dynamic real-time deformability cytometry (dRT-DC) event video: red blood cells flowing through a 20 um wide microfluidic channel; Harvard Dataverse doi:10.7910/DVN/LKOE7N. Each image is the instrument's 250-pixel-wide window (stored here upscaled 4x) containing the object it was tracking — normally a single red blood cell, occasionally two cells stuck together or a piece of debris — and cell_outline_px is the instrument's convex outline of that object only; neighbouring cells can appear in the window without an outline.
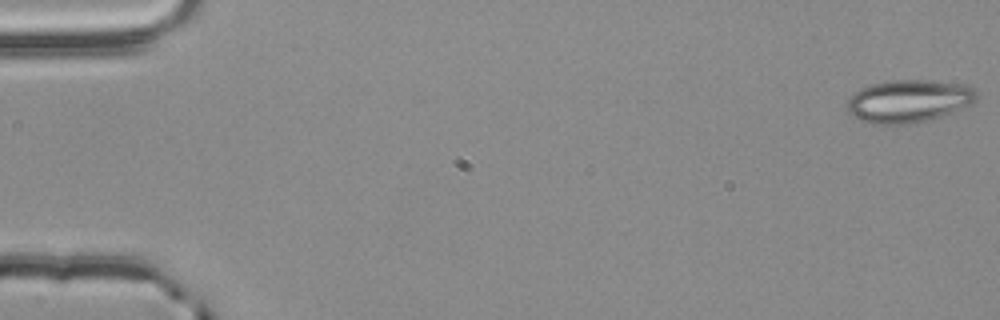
{"species": "common noctule bat (a hibernating species)", "species_latin": "Nyctalus noctula", "temperature_condition": "room temperature", "stored_images_in_passage": 56, "camera_frame_rate_fps": 3000, "um_per_image_px": 0.085, "animal": {"sex": "male", "body_mass_g": 20.4}, "frame": {"image": 1, "passage_image": 1, "time_ms": 0.0, "image_size_px": [1000, 320], "cell_outline_px": [[976, 100], [972, 104], [940, 116], [916, 124], [872, 124], [852, 116], [848, 112], [848, 96], [860, 88], [872, 84], [892, 80], [920, 80], [956, 84], [972, 88], [976, 92]], "centroid_in_image_um": [77.17, 8.61], "position_along_channel_um": 7.8, "area_um2": 31.91}}
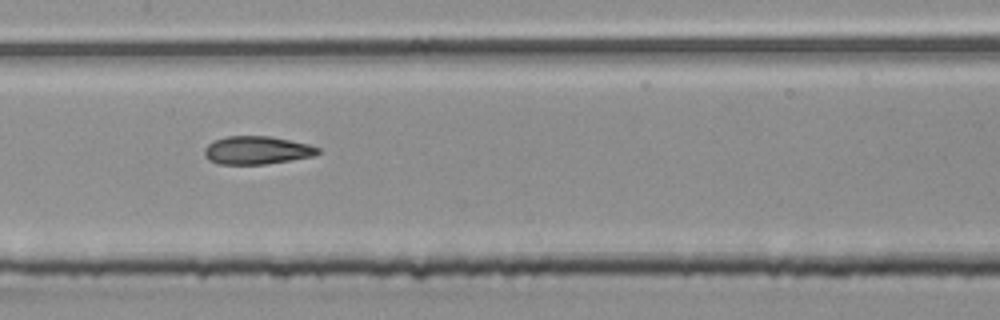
{"frame": {"image": 2, "passage_image": 28, "time_ms": 9.0, "image_size_px": [1000, 320], "cell_outline_px": [[320, 152], [312, 156], [264, 164], [220, 164], [208, 160], [204, 156], [204, 148], [208, 144], [216, 140], [228, 136], [272, 136], [308, 144], [320, 148]], "centroid_in_image_um": [21.81, 12.76], "position_along_channel_um": 185.6, "area_um2": 18.44}}
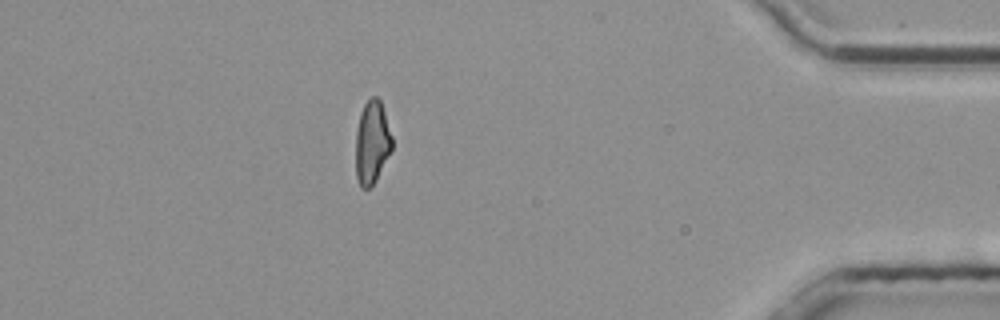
{"frame": {"image": 3, "passage_image": 49, "time_ms": 16.0, "image_size_px": [1000, 320], "cell_outline_px": [[392, 148], [376, 180], [368, 188], [360, 188], [356, 176], [356, 132], [360, 112], [364, 104], [372, 96], [376, 96], [380, 100], [392, 136]], "centroid_in_image_um": [31.61, 12.1], "position_along_channel_um": 403.6, "area_um2": 17.46}, "authors_computed_cell_mechanics": {"area_um2": 18.9006, "velocity_mm_per_s": 3.7842, "shape_relaxation_time_tau1_ms": 5.2247, "shape_relaxation_time_tau2_ms": 2.0803, "deformation_change_tau1": 0.1458, "deformation_change_tau2": 0.1011}}